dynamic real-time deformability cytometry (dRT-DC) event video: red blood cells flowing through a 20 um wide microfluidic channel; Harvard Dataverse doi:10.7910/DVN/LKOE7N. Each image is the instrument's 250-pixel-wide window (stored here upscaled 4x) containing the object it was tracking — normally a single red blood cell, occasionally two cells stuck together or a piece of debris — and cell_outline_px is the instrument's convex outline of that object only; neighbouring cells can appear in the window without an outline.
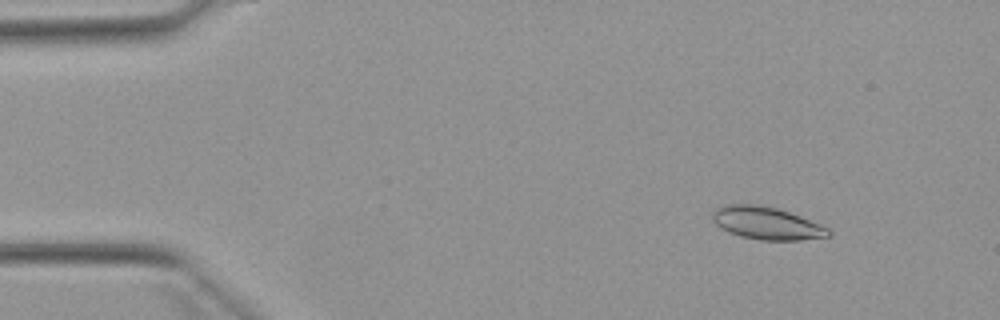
{"species": "Egyptian fruit bat (a non-hibernating species)", "species_latin": "Rousettus aegyptiacus", "temperature_condition": "warm", "stored_images_in_passage": 52, "camera_frame_rate_fps": 3000, "um_per_image_px": 0.085, "animal": {"sex": "female"}, "frame": {"image": 1, "passage_image": 6, "time_ms": 1.667, "image_size_px": [1000, 320], "cell_outline_px": [[832, 236], [800, 240], [760, 240], [740, 236], [728, 232], [720, 228], [712, 220], [712, 212], [716, 208], [724, 204], [760, 204], [776, 208], [788, 212], [820, 224], [828, 228], [832, 232]], "centroid_in_image_um": [65.14, 18.97], "position_along_channel_um": 19.9, "area_um2": 22.14}}
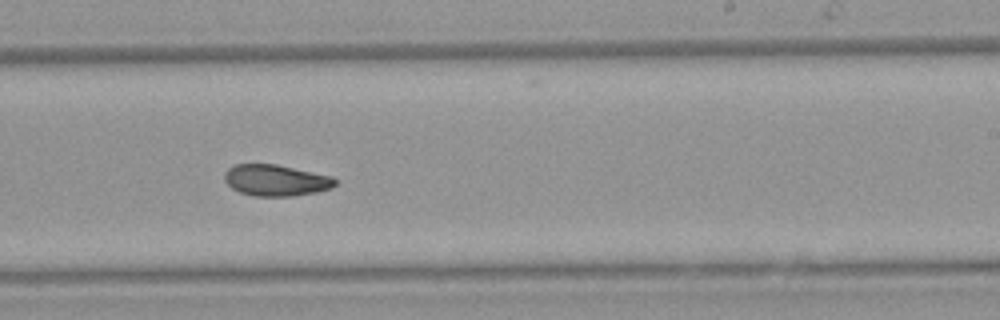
{"frame": {"image": 2, "passage_image": 32, "time_ms": 10.333, "image_size_px": [1000, 320], "cell_outline_px": [[336, 184], [332, 188], [316, 192], [292, 196], [252, 196], [240, 192], [232, 188], [224, 180], [224, 172], [228, 168], [236, 164], [276, 164], [332, 176], [336, 180]], "centroid_in_image_um": [23.44, 15.32], "position_along_channel_um": 265.6, "area_um2": 20.23}}
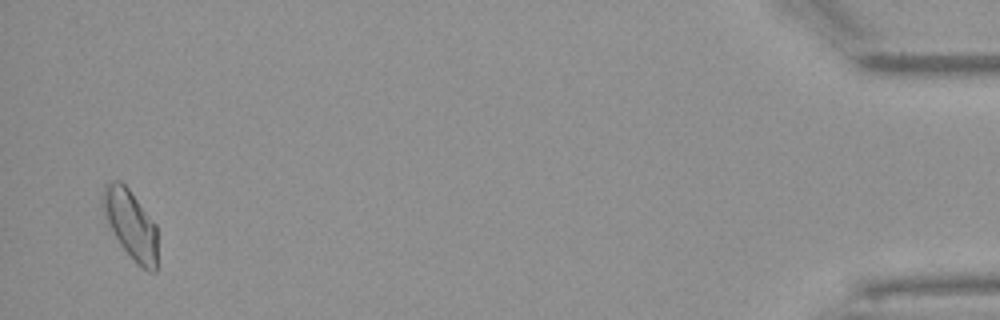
{"frame": {"image": 3, "passage_image": 51, "time_ms": 16.667, "image_size_px": [1000, 320], "cell_outline_px": [[156, 272], [148, 272], [120, 244], [104, 220], [100, 204], [100, 200], [104, 184], [112, 180], [120, 180], [128, 188], [156, 224]], "centroid_in_image_um": [11.04, 18.99], "position_along_channel_um": 424.2, "area_um2": 22.08}, "authors_computed_cell_mechanics": {"area_um2": 21.1837, "velocity_mm_per_s": 3.8749, "shape_relaxation_time_tau1_ms": 6.8868, "shape_relaxation_time_tau2_ms": 6.0331, "deformation_change_tau1": 0.1494, "deformation_change_tau2": 0.0816}}